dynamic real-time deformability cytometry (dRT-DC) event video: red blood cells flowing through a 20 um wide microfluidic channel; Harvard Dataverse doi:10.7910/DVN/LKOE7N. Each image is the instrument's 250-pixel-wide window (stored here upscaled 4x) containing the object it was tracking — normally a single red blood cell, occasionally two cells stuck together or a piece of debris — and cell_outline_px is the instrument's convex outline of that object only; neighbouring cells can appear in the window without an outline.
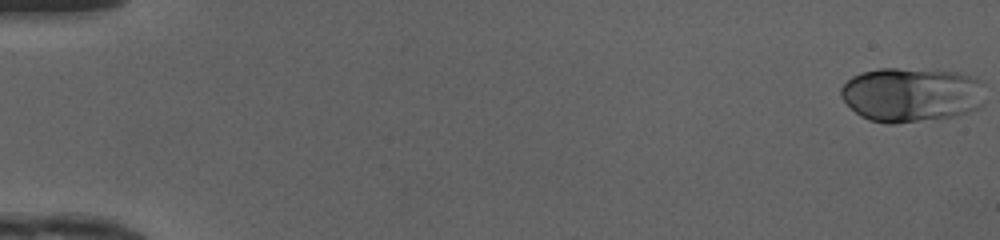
{"species": "human", "species_latin": "Homo sapiens", "temperature_condition": "cold", "stored_images_in_passage": 49, "camera_frame_rate_fps": 3000, "um_per_image_px": 0.085, "donor": {"sex": "female"}, "frame": {"image": 1, "passage_image": 1, "time_ms": 0.0, "image_size_px": [1000, 240], "cell_outline_px": [[984, 84], [980, 104], [976, 108], [968, 112], [956, 116], [936, 120], [896, 124], [888, 124], [868, 120], [860, 116], [840, 96], [840, 88], [852, 76], [860, 72], [880, 68], [896, 68], [960, 72], [984, 80]], "centroid_in_image_um": [77.47, 8.05], "position_along_channel_um": 7.5, "area_um2": 46.36}}
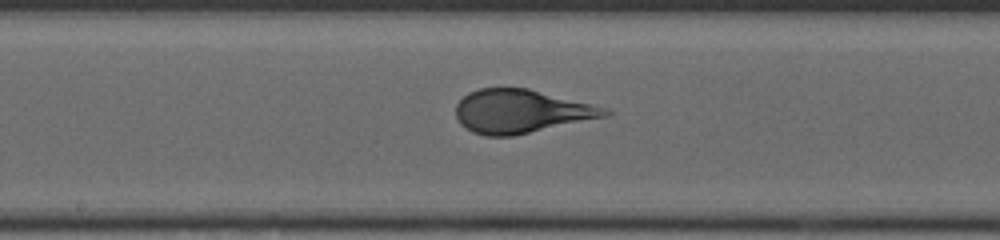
{"frame": {"image": 2, "passage_image": 27, "time_ms": 8.667, "image_size_px": [1000, 240], "cell_outline_px": [[616, 112], [612, 116], [512, 136], [484, 136], [472, 132], [464, 128], [460, 124], [456, 116], [456, 104], [468, 92], [480, 88], [528, 88], [608, 108]], "centroid_in_image_um": [44.34, 9.47], "position_along_channel_um": 203.9, "area_um2": 38.26}}
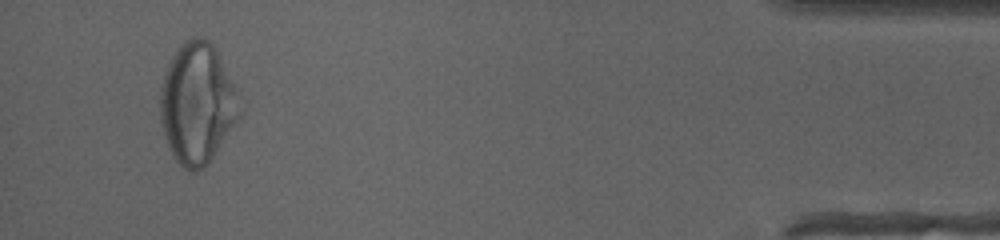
{"frame": {"image": 3, "passage_image": 47, "time_ms": 15.333, "image_size_px": [1000, 240], "cell_outline_px": [[244, 112], [212, 156], [196, 172], [188, 172], [172, 156], [168, 148], [160, 124], [160, 88], [164, 72], [172, 56], [192, 36], [200, 36], [208, 40], [216, 48], [244, 104]], "centroid_in_image_um": [16.78, 8.79], "position_along_channel_um": 418.4, "area_um2": 56.24}, "authors_computed_cell_mechanics": {"area_um2": 41.038, "velocity_mm_per_s": 4.1879, "shape_relaxation_time_tau1_ms": 3.3713, "shape_relaxation_time_tau2_ms": null, "deformation_change_tau1": 0.1452, "deformation_change_tau2": null}}